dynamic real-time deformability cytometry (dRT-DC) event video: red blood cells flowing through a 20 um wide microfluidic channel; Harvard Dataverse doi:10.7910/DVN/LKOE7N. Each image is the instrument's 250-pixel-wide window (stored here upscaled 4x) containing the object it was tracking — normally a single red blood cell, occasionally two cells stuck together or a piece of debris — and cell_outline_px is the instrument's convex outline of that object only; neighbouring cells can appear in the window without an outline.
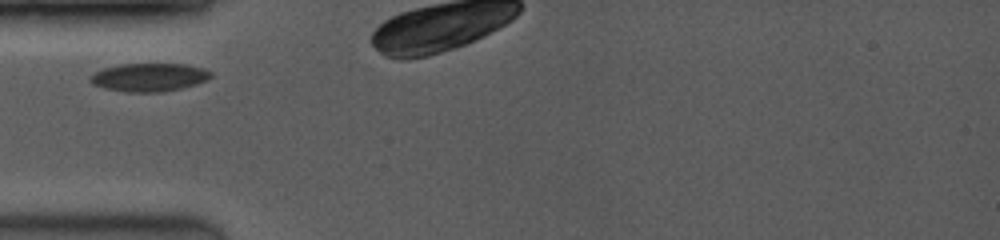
{"species": "common noctule bat (a hibernating species)", "species_latin": "Nyctalus noctula", "temperature_condition": "room temperature", "stored_images_in_passage": 14, "camera_frame_rate_fps": 3500, "um_per_image_px": 0.085, "animal": {"sex": "female", "body_mass_g": 19.0, "forearm_length_mm": 53.3}, "frame": {"image": 1, "passage_image": 1, "time_ms": 0.0, "image_size_px": [1000, 240], "cell_outline_px": [[212, 76], [208, 80], [184, 88], [160, 92], [124, 92], [104, 88], [92, 84], [88, 80], [88, 76], [104, 68], [120, 64], [188, 64], [204, 68], [212, 72]], "centroid_in_image_um": [12.69, 6.57], "position_along_channel_um": 72.3, "area_um2": 20.11}}